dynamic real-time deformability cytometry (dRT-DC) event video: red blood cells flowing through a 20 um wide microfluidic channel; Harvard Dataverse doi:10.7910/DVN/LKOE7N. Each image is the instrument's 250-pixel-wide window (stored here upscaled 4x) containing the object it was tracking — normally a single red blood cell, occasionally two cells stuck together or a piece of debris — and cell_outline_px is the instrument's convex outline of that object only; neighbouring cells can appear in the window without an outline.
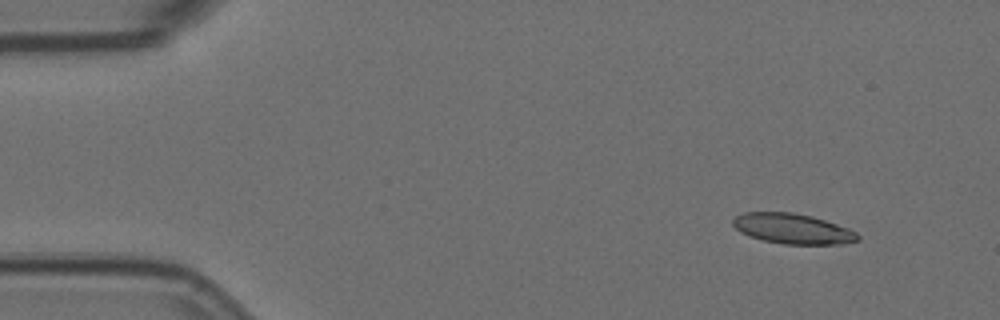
{"species": "Egyptian fruit bat (a non-hibernating species)", "species_latin": "Rousettus aegyptiacus", "temperature_condition": "room temperature", "stored_images_in_passage": 53, "segment_of_instrument_passage": [1, 2], "camera_frame_rate_fps": 3000, "um_per_image_px": 0.085, "animal": {"sex": "female"}, "frame": {"image": 1, "passage_image": 1, "time_ms": 0.0, "image_size_px": [1000, 320], "cell_outline_px": [[860, 240], [844, 244], [784, 244], [764, 240], [748, 236], [740, 232], [732, 224], [732, 220], [736, 216], [744, 212], [792, 212], [812, 216], [848, 228], [856, 232], [860, 236]], "centroid_in_image_um": [67.38, 19.44], "position_along_channel_um": 17.6, "area_um2": 22.02}}
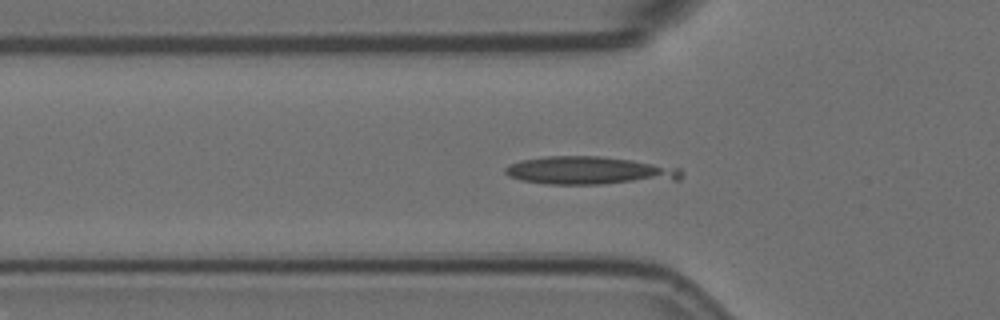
{"frame": {"image": 2, "passage_image": 14, "time_ms": 4.333, "image_size_px": [1000, 320], "cell_outline_px": [[684, 172], [680, 180], [600, 184], [544, 184], [520, 180], [508, 176], [504, 172], [504, 168], [508, 164], [520, 160], [544, 156], [600, 156], [632, 160], [680, 168]], "centroid_in_image_um": [50.08, 14.5], "position_along_channel_um": 75.7, "area_um2": 29.07}}
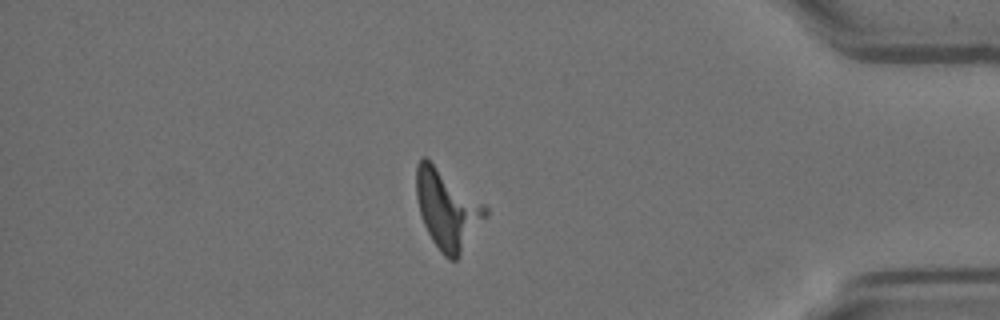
{"frame": {"image": 3, "passage_image": 44, "time_ms": 14.333, "image_size_px": [1000, 320], "cell_outline_px": [[488, 212], [460, 256], [456, 260], [448, 260], [440, 252], [432, 240], [424, 224], [420, 212], [416, 196], [416, 164], [420, 156], [424, 156], [484, 204], [488, 208]], "centroid_in_image_um": [37.99, 17.8], "position_along_channel_um": 397.2, "area_um2": 31.33}}